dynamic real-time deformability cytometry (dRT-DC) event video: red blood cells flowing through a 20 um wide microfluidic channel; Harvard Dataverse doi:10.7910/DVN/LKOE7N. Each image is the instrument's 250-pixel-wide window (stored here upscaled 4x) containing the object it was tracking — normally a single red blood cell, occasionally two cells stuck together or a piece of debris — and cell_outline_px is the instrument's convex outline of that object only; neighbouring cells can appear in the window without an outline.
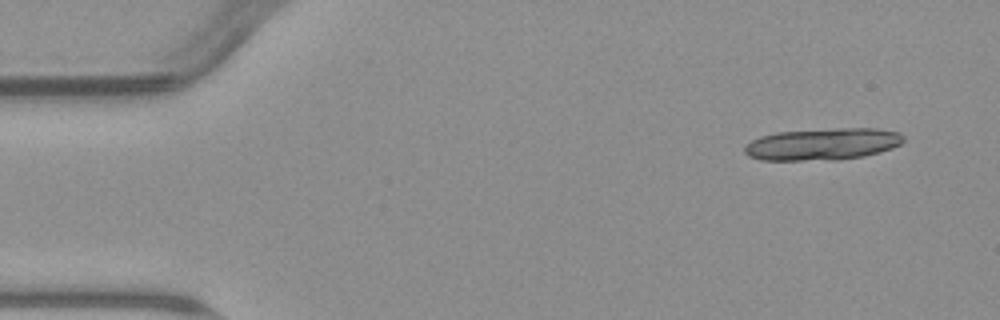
{"species": "common noctule bat (a hibernating species)", "species_latin": "Nyctalus noctula", "temperature_condition": "warm", "stored_images_in_passage": 5, "segment_of_instrument_passage": [1, 2], "camera_frame_rate_fps": 3000, "um_per_image_px": 0.085, "animal": {"sex": "male", "body_mass_g": 23.1, "forearm_length_mm": 52.7}, "frame": {"image": 1, "passage_image": 1, "time_ms": 0.0, "image_size_px": [1000, 320], "cell_outline_px": [[904, 140], [900, 144], [892, 148], [880, 152], [864, 156], [840, 160], [760, 160], [748, 156], [744, 152], [744, 144], [760, 136], [776, 132], [836, 128], [876, 128], [900, 132], [904, 136]], "centroid_in_image_um": [69.91, 12.25], "position_along_channel_um": 15.1, "area_um2": 29.94}}